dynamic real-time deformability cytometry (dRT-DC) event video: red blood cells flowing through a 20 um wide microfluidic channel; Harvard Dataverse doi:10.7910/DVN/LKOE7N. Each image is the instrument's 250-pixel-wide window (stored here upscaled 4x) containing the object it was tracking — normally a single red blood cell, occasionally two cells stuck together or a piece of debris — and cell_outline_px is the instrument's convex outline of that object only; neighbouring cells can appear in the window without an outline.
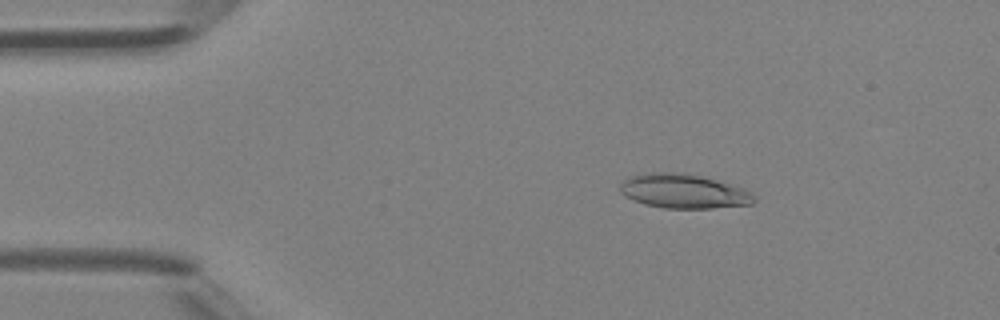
{"species": "Egyptian fruit bat (a non-hibernating species)", "species_latin": "Rousettus aegyptiacus", "temperature_condition": "room temperature", "stored_images_in_passage": 44, "camera_frame_rate_fps": 3000, "um_per_image_px": 0.085, "animal": {"sex": "female"}, "frame": {"image": 1, "passage_image": 5, "time_ms": 1.333, "image_size_px": [1000, 320], "cell_outline_px": [[756, 200], [752, 204], [712, 208], [664, 208], [644, 204], [624, 196], [620, 192], [620, 184], [628, 176], [652, 172], [684, 172], [700, 176], [744, 188], [752, 192], [756, 196]], "centroid_in_image_um": [58.1, 16.25], "position_along_channel_um": 26.9, "area_um2": 26.88}}
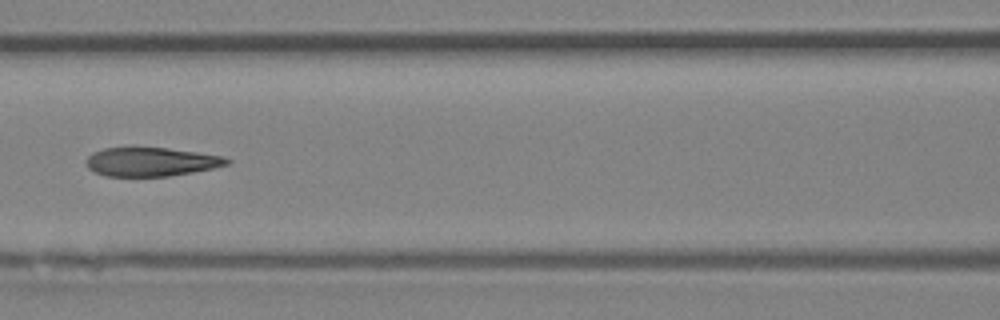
{"frame": {"image": 2, "passage_image": 18, "time_ms": 5.667, "image_size_px": [1000, 320], "cell_outline_px": [[232, 160], [228, 164], [212, 168], [192, 172], [168, 176], [104, 176], [88, 168], [84, 164], [84, 160], [92, 152], [104, 148], [132, 144], [196, 152], [220, 156]], "centroid_in_image_um": [12.72, 13.71], "position_along_channel_um": 153.9, "area_um2": 24.28}}
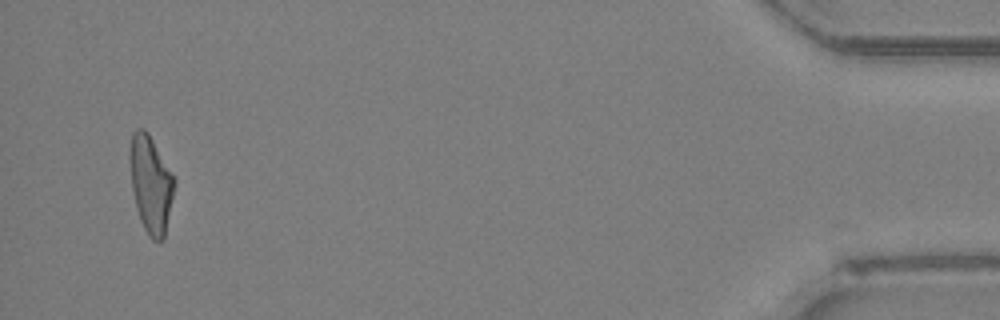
{"frame": {"image": 3, "passage_image": 42, "time_ms": 13.667, "image_size_px": [1000, 320], "cell_outline_px": [[176, 184], [164, 236], [160, 240], [152, 240], [148, 236], [140, 220], [136, 208], [132, 188], [128, 156], [128, 152], [132, 132], [136, 128], [144, 128], [148, 132], [176, 180]], "centroid_in_image_um": [12.79, 15.61], "position_along_channel_um": 422.4, "area_um2": 25.32}, "authors_computed_cell_mechanics": {"area_um2": 25.2586, "velocity_mm_per_s": 4.4156, "shape_relaxation_time_tau1_ms": 8.9727, "shape_relaxation_time_tau2_ms": 1.6513, "deformation_change_tau1": 0.2601, "deformation_change_tau2": 0.1028}}